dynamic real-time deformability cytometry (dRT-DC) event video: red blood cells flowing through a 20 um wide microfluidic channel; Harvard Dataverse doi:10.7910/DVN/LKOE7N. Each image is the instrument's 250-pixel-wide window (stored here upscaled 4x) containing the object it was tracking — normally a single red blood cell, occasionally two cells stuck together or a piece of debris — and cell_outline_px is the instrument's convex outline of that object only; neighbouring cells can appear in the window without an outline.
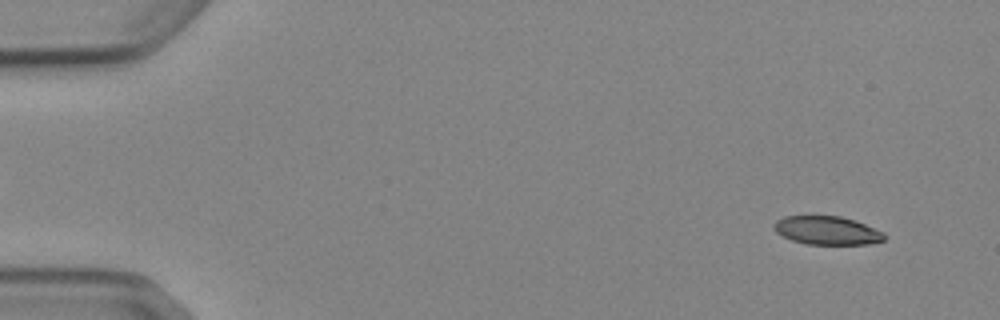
{"species": "Egyptian fruit bat (a non-hibernating species)", "species_latin": "Rousettus aegyptiacus", "temperature_condition": "cold", "stored_images_in_passage": 4, "camera_frame_rate_fps": 3000, "um_per_image_px": 0.085, "animal": {"sex": "female"}, "frame": {"image": 1, "passage_image": 1, "time_ms": 0.0, "image_size_px": [1000, 320], "cell_outline_px": [[888, 236], [884, 240], [868, 244], [804, 244], [792, 240], [776, 232], [772, 228], [772, 224], [776, 220], [784, 216], [840, 216], [856, 220], [884, 232]], "centroid_in_image_um": [70.3, 19.58], "position_along_channel_um": 14.7, "area_um2": 18.5}}